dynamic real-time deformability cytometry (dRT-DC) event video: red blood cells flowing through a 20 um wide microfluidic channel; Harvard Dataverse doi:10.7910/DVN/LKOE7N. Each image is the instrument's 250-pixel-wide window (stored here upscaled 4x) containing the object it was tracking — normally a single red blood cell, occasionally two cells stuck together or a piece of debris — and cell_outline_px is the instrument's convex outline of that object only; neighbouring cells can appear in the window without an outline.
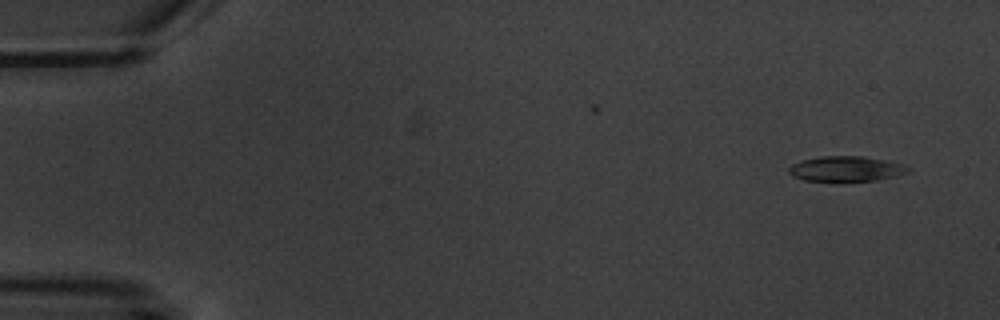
{"species": "common noctule bat (a hibernating species)", "species_latin": "Nyctalus noctula", "temperature_condition": "warm", "stored_images_in_passage": 5, "camera_frame_rate_fps": 3000, "um_per_image_px": 0.085, "animal": {"sex": "male", "body_mass_g": 20.1, "forearm_length_mm": 53.5}, "frame": {"image": 1, "passage_image": 1, "time_ms": 0.0, "image_size_px": [1000, 320], "cell_outline_px": [[912, 168], [908, 172], [896, 176], [880, 180], [844, 184], [804, 180], [792, 176], [788, 172], [788, 168], [792, 164], [800, 160], [820, 156], [864, 156], [904, 164]], "centroid_in_image_um": [71.91, 14.4], "position_along_channel_um": 13.1, "area_um2": 18.55}}
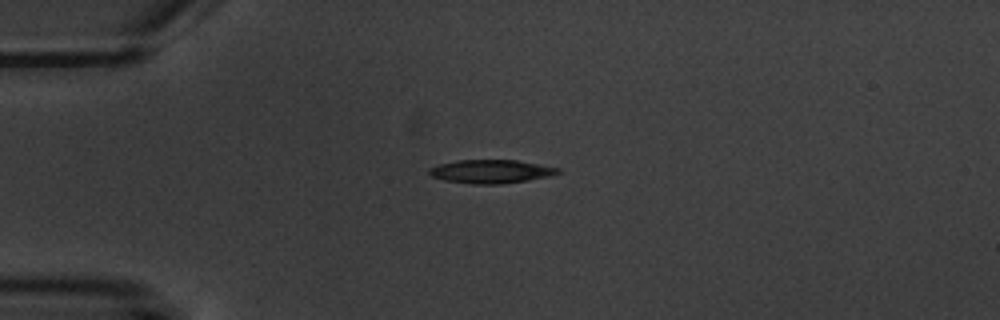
{"frame": {"image": 2, "passage_image": 4, "time_ms": 3.667, "image_size_px": [1000, 320], "cell_outline_px": [[564, 172], [552, 176], [528, 180], [500, 184], [472, 184], [444, 180], [432, 176], [428, 172], [428, 168], [440, 164], [456, 160], [516, 160], [560, 168]], "centroid_in_image_um": [41.77, 14.57], "position_along_channel_um": 43.2, "area_um2": 17.74}}